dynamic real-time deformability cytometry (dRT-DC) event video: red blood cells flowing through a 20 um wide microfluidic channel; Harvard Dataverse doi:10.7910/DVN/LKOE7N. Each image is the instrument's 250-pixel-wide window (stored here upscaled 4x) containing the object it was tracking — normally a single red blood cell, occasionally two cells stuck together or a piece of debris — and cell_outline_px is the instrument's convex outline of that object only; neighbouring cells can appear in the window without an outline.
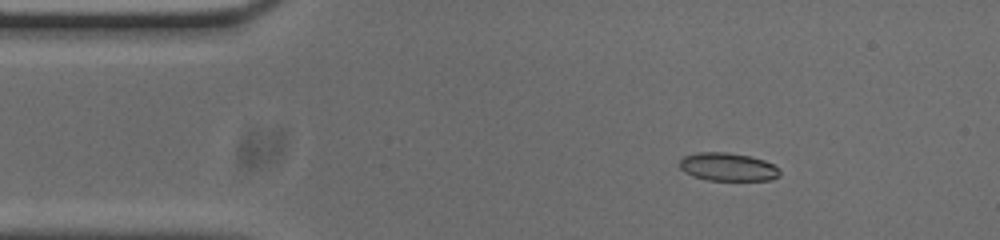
{"species": "common noctule bat (a hibernating species)", "species_latin": "Nyctalus noctula", "temperature_condition": "cold", "stored_images_in_passage": 54, "camera_frame_rate_fps": 3000, "um_per_image_px": 0.085, "animal": {"sex": "male", "body_mass_g": 20.0, "forearm_length_mm": 53.3}, "frame": {"image": 1, "passage_image": 8, "time_ms": 2.333, "image_size_px": [1000, 240], "cell_outline_px": [[780, 176], [772, 180], [708, 180], [692, 176], [684, 172], [680, 168], [680, 160], [684, 156], [696, 152], [728, 152], [748, 156], [764, 160], [780, 168]], "centroid_in_image_um": [61.87, 14.19], "position_along_channel_um": 23.1, "area_um2": 16.53}}
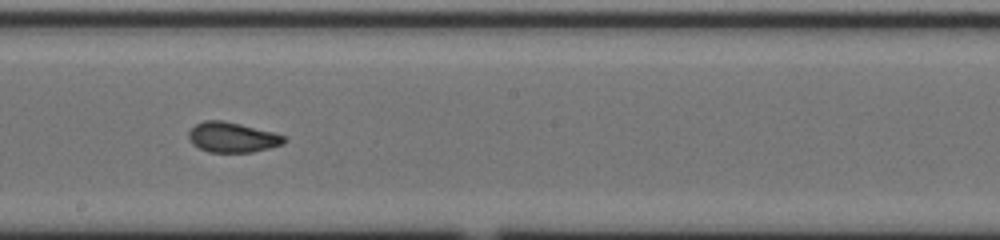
{"frame": {"image": 2, "passage_image": 29, "time_ms": 9.333, "image_size_px": [1000, 240], "cell_outline_px": [[288, 140], [284, 144], [252, 152], [208, 152], [192, 144], [188, 136], [188, 132], [196, 124], [204, 120], [224, 120], [272, 132], [284, 136]], "centroid_in_image_um": [19.74, 11.67], "position_along_channel_um": 228.5, "area_um2": 16.7}}
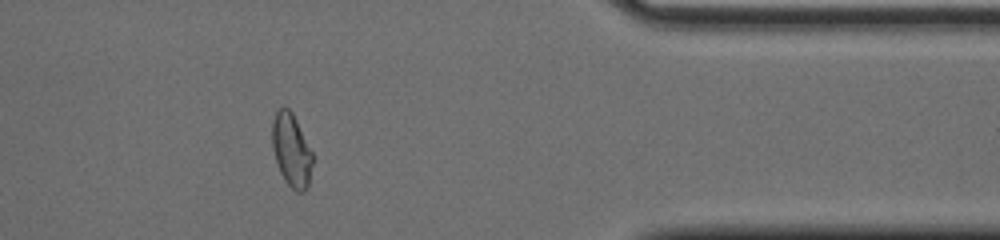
{"frame": {"image": 3, "passage_image": 44, "time_ms": 14.333, "image_size_px": [1000, 240], "cell_outline_px": [[312, 164], [308, 184], [304, 192], [296, 192], [284, 180], [280, 172], [272, 148], [272, 120], [276, 112], [280, 108], [288, 108], [292, 112], [312, 152]], "centroid_in_image_um": [24.75, 12.77], "position_along_channel_um": 386.6, "area_um2": 16.99}, "authors_computed_cell_mechanics": {"area_um2": 16.7042, "velocity_mm_per_s": 3.7162, "shape_relaxation_time_tau1_ms": null, "shape_relaxation_time_tau2_ms": 1.5204, "deformation_change_tau1": null, "deformation_change_tau2": 0.0668}}